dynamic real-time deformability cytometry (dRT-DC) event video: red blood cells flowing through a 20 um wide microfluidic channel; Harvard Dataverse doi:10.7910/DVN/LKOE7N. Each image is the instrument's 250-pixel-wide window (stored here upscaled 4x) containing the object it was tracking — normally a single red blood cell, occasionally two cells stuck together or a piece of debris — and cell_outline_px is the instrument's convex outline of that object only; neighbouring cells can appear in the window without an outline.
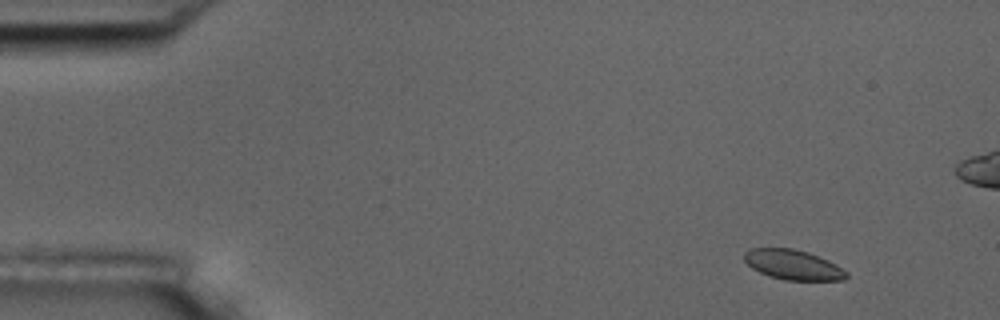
{"species": "common noctule bat (a hibernating species)", "species_latin": "Nyctalus noctula", "temperature_condition": "room temperature", "stored_images_in_passage": 52, "camera_frame_rate_fps": 3000, "um_per_image_px": 0.085, "animal": {"sex": "male", "body_mass_g": 17.5, "forearm_length_mm": 52.3}, "frame": {"image": 1, "passage_image": 1, "time_ms": 0.0, "image_size_px": [1000, 320], "cell_outline_px": [[848, 276], [844, 280], [784, 280], [768, 276], [752, 268], [744, 260], [744, 252], [752, 248], [792, 248], [808, 252], [828, 260], [836, 264], [848, 272]], "centroid_in_image_um": [67.42, 22.51], "position_along_channel_um": 17.6, "area_um2": 17.86}}
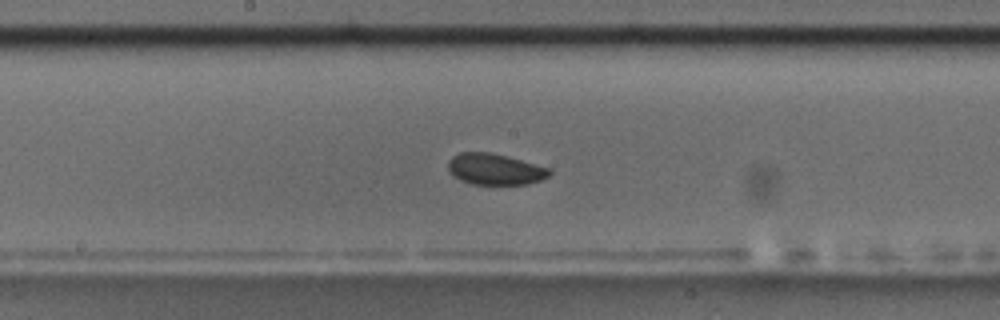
{"frame": {"image": 2, "passage_image": 25, "time_ms": 8.0, "image_size_px": [1000, 320], "cell_outline_px": [[552, 172], [548, 176], [540, 180], [528, 184], [472, 184], [460, 180], [448, 172], [448, 160], [452, 156], [460, 152], [492, 152], [552, 168]], "centroid_in_image_um": [42.07, 14.37], "position_along_channel_um": 206.1, "area_um2": 18.61}}
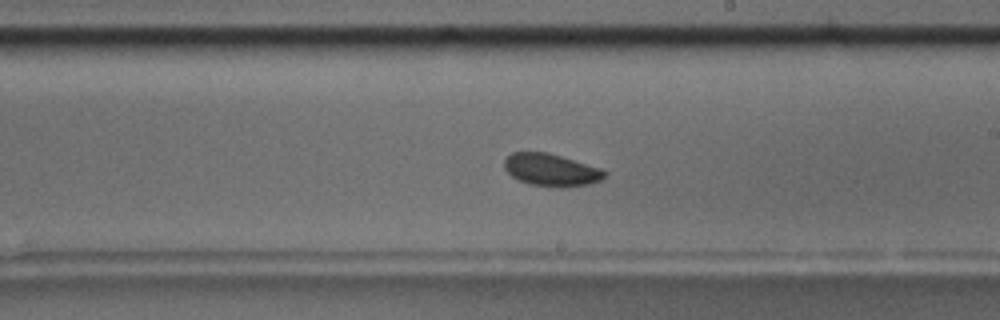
{"frame": {"image": 3, "passage_image": 28, "time_ms": 9.0, "image_size_px": [1000, 320], "cell_outline_px": [[608, 172], [600, 180], [588, 184], [560, 188], [532, 184], [516, 180], [504, 168], [504, 160], [512, 152], [548, 152], [604, 168]], "centroid_in_image_um": [46.87, 14.44], "position_along_channel_um": 242.1, "area_um2": 19.13}, "authors_computed_cell_mechanics": {"area_um2": 18.8139, "velocity_mm_per_s": 3.6191, "shape_relaxation_time_tau1_ms": 1.8026, "shape_relaxation_time_tau2_ms": 6.4442, "deformation_change_tau1": 0.0391, "deformation_change_tau2": 0.0768}}